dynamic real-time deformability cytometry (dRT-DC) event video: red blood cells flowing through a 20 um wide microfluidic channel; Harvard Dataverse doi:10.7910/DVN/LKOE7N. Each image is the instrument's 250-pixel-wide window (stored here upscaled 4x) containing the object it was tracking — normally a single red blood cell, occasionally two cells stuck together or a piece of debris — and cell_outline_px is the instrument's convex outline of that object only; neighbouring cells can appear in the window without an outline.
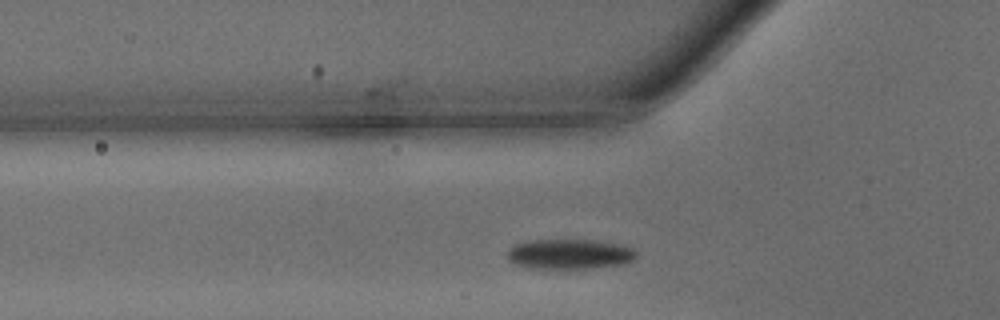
{"species": "common noctule bat (a hibernating species)", "species_latin": "Nyctalus noctula", "temperature_condition": "warm", "stored_images_in_passage": 30, "camera_frame_rate_fps": 3000, "um_per_image_px": 0.085, "animal": {"sex": "male", "body_mass_g": 15.6}, "frame": {"image": 1, "passage_image": 3, "time_ms": 0.667, "image_size_px": [1000, 320], "cell_outline_px": [[636, 256], [632, 260], [624, 264], [596, 268], [528, 268], [512, 264], [508, 260], [508, 248], [516, 244], [532, 240], [592, 240], [616, 244], [632, 248], [636, 252]], "centroid_in_image_um": [48.37, 21.61], "position_along_channel_um": 77.4, "area_um2": 22.54}}
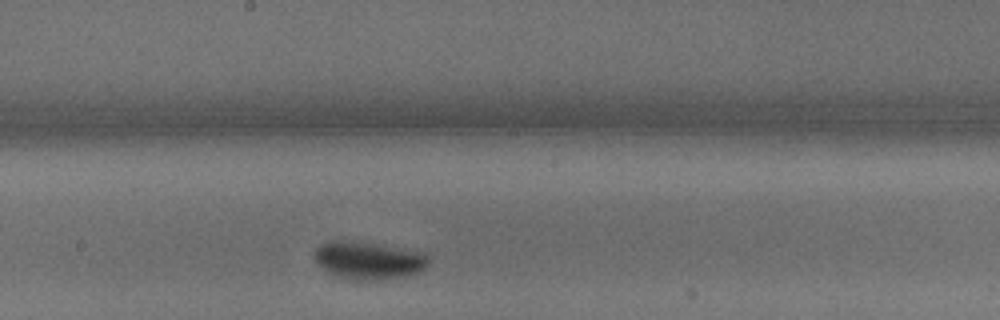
{"frame": {"image": 2, "passage_image": 13, "time_ms": 4.0, "image_size_px": [1000, 320], "cell_outline_px": [[432, 264], [416, 272], [404, 276], [376, 280], [352, 280], [336, 276], [320, 268], [316, 264], [316, 248], [320, 244], [332, 240], [336, 240], [372, 244], [424, 252], [428, 256]], "centroid_in_image_um": [31.32, 22.15], "position_along_channel_um": 216.9, "area_um2": 24.8}}
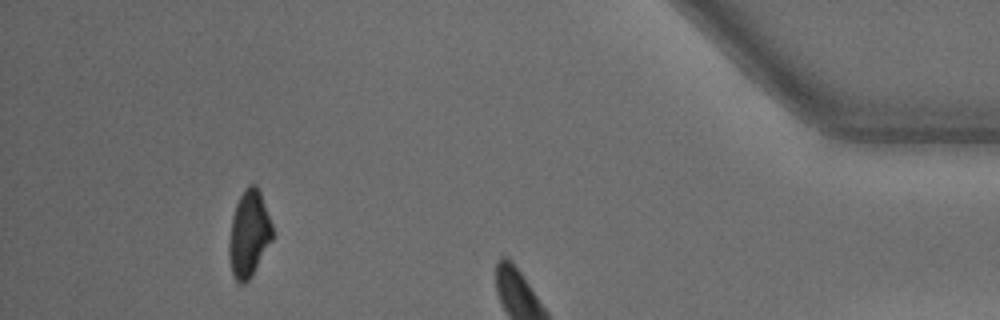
{"frame": {"image": 3, "passage_image": 27, "time_ms": 8.667, "image_size_px": [1000, 320], "cell_outline_px": [[272, 240], [252, 276], [244, 284], [240, 284], [232, 276], [228, 256], [228, 240], [232, 216], [236, 204], [244, 188], [248, 184], [256, 184], [260, 192], [272, 224]], "centroid_in_image_um": [21.13, 19.9], "position_along_channel_um": 414.1, "area_um2": 22.08}, "authors_computed_cell_mechanics": {"area_um2": 23.0622, "velocity_mm_per_s": 4.1722, "shape_relaxation_time_tau1_ms": 2.412, "shape_relaxation_time_tau2_ms": null, "deformation_change_tau1": 0.113, "deformation_change_tau2": null}}